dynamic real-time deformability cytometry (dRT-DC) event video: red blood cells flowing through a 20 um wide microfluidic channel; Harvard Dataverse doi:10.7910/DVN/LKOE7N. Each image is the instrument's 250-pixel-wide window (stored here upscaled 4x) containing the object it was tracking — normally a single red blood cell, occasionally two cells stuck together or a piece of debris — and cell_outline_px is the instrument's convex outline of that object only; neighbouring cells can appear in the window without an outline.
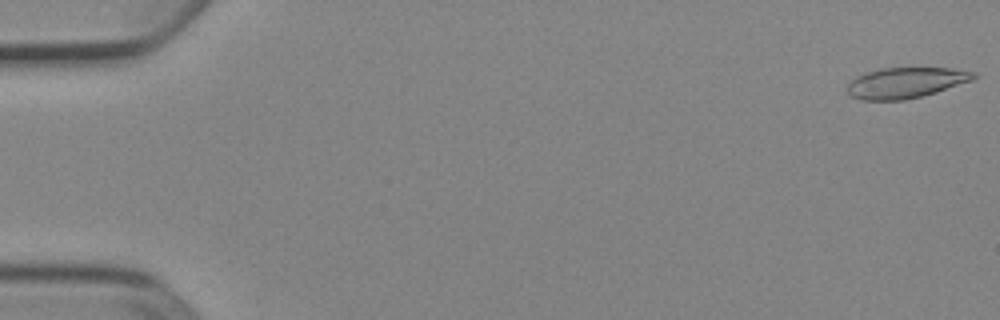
{"species": "Egyptian fruit bat (a non-hibernating species)", "species_latin": "Rousettus aegyptiacus", "temperature_condition": "cold", "stored_images_in_passage": 52, "camera_frame_rate_fps": 3000, "um_per_image_px": 0.085, "animal": {"sex": "female"}, "frame": {"image": 1, "passage_image": 1, "time_ms": 0.0, "image_size_px": [1000, 320], "cell_outline_px": [[976, 76], [972, 80], [936, 92], [904, 100], [860, 100], [852, 96], [848, 92], [848, 84], [856, 76], [864, 72], [880, 68], [912, 64], [948, 68], [976, 72]], "centroid_in_image_um": [76.98, 6.97], "position_along_channel_um": 8.0, "area_um2": 23.41}}
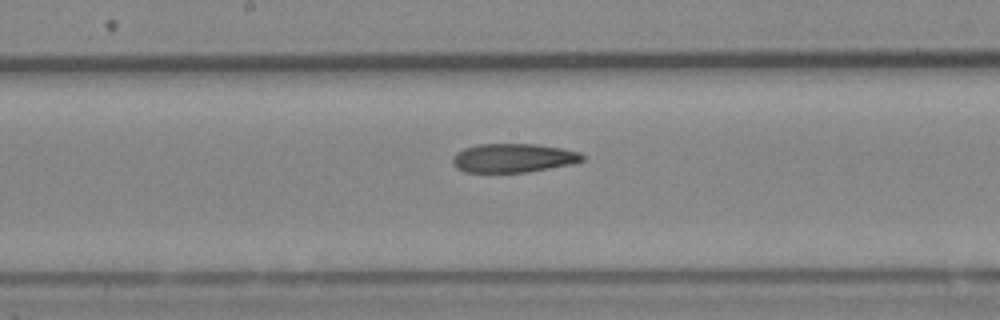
{"frame": {"image": 2, "passage_image": 28, "time_ms": 9.0, "image_size_px": [1000, 320], "cell_outline_px": [[584, 160], [572, 164], [528, 172], [464, 172], [456, 168], [452, 164], [452, 156], [456, 152], [464, 148], [476, 144], [536, 144], [560, 148], [580, 152], [584, 156]], "centroid_in_image_um": [43.59, 13.43], "position_along_channel_um": 204.6, "area_um2": 21.96}}
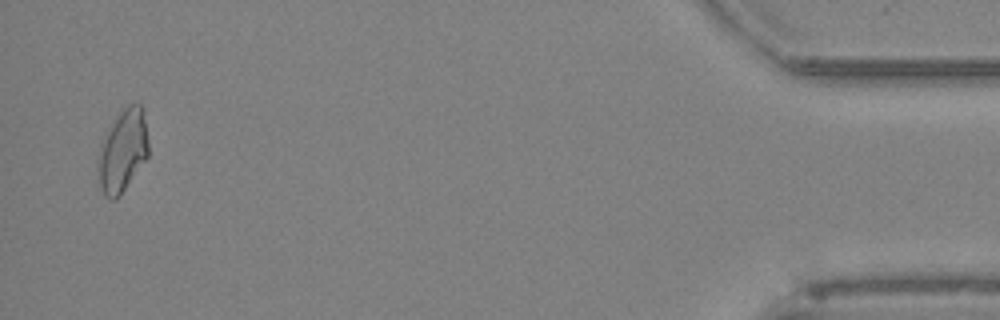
{"frame": {"image": 3, "passage_image": 51, "time_ms": 16.667, "image_size_px": [1000, 320], "cell_outline_px": [[148, 156], [120, 196], [116, 200], [112, 200], [104, 196], [100, 188], [100, 144], [108, 128], [120, 112], [128, 104], [140, 104], [144, 120], [148, 140]], "centroid_in_image_um": [10.44, 12.85], "position_along_channel_um": 424.8, "area_um2": 23.58}, "authors_computed_cell_mechanics": {"area_um2": 22.9755, "velocity_mm_per_s": 3.9164, "shape_relaxation_time_tau1_ms": null, "shape_relaxation_time_tau2_ms": 8.2451, "deformation_change_tau1": null, "deformation_change_tau2": 0.2069}}